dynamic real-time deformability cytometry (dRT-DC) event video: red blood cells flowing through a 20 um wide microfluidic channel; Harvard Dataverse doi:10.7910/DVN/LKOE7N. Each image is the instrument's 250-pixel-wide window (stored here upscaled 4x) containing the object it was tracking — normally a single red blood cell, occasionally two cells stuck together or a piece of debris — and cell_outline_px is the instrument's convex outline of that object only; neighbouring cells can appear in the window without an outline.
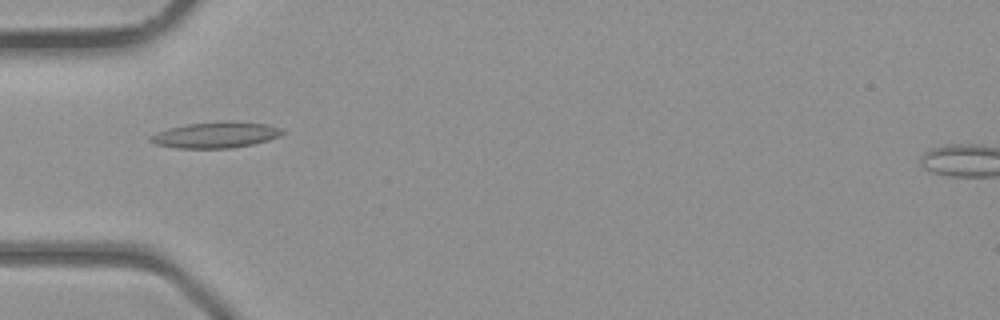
{"species": "common noctule bat (a hibernating species)", "species_latin": "Nyctalus noctula", "temperature_condition": "room temperature", "stored_images_in_passage": 18, "camera_frame_rate_fps": 3000, "um_per_image_px": 0.085, "animal": {"sex": "male", "body_mass_g": 23.1, "forearm_length_mm": 52.7}, "frame": {"image": 1, "passage_image": 1, "time_ms": 0.0, "image_size_px": [1000, 320], "cell_outline_px": [[284, 132], [280, 136], [268, 140], [252, 144], [232, 148], [176, 148], [156, 144], [148, 140], [148, 136], [156, 132], [168, 128], [188, 124], [224, 120], [232, 120], [268, 124], [284, 128]], "centroid_in_image_um": [18.36, 11.45], "position_along_channel_um": 66.6, "area_um2": 20.35}}